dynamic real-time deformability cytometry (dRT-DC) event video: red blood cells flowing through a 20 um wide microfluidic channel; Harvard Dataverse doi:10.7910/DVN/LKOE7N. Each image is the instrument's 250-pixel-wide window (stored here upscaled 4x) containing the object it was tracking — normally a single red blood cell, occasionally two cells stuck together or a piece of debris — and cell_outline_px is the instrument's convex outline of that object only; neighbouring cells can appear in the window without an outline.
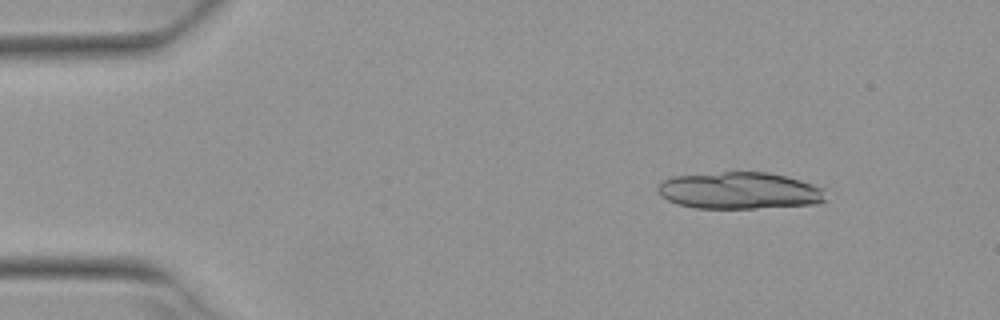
{"species": "Egyptian fruit bat (a non-hibernating species)", "species_latin": "Rousettus aegyptiacus", "temperature_condition": "warm", "stored_images_in_passage": 4, "camera_frame_rate_fps": 3000, "um_per_image_px": 0.085, "animal": {"sex": "female"}, "frame": {"image": 1, "passage_image": 1, "time_ms": 0.0, "image_size_px": [1000, 320], "cell_outline_px": [[828, 200], [816, 204], [756, 208], [696, 208], [680, 204], [668, 200], [660, 196], [656, 188], [660, 180], [672, 176], [724, 172], [768, 172], [800, 180], [824, 188]], "centroid_in_image_um": [62.85, 16.2], "position_along_channel_um": 22.1, "area_um2": 36.3}}
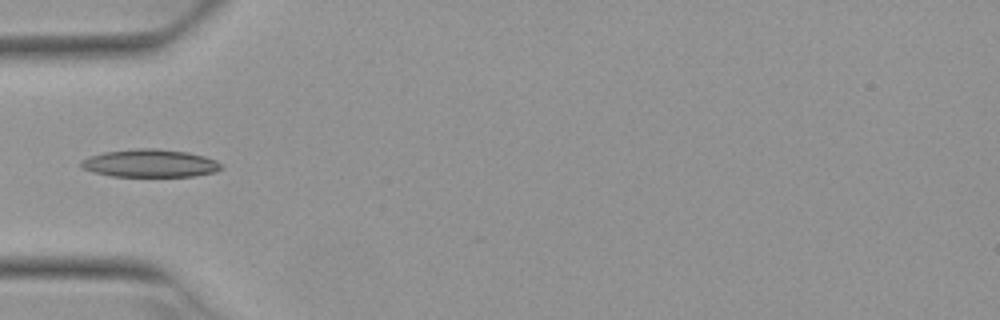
{"frame": {"image": 2, "passage_image": 4, "time_ms": 1.0, "image_size_px": [1000, 320], "cell_outline_px": [[224, 168], [216, 172], [196, 176], [112, 176], [92, 172], [80, 168], [80, 160], [88, 156], [104, 152], [136, 148], [156, 148], [188, 152], [204, 156], [216, 160]], "centroid_in_image_um": [12.73, 13.87], "position_along_channel_um": 72.3, "area_um2": 23.0}}